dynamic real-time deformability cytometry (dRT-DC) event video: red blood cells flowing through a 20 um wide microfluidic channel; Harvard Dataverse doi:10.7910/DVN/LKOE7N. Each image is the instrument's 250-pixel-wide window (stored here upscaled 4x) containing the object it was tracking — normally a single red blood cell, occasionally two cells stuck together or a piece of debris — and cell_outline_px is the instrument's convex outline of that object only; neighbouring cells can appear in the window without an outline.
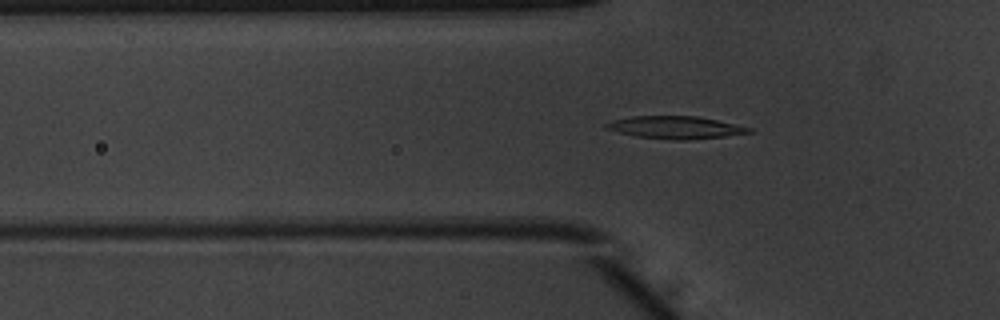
{"species": "common noctule bat (a hibernating species)", "species_latin": "Nyctalus noctula", "temperature_condition": "warm", "stored_images_in_passage": 44, "camera_frame_rate_fps": 3000, "um_per_image_px": 0.085, "animal": {"sex": "male", "body_mass_g": 20.1, "forearm_length_mm": 53.5}, "frame": {"image": 1, "passage_image": 10, "time_ms": 3.0, "image_size_px": [1000, 320], "cell_outline_px": [[752, 132], [724, 136], [688, 140], [672, 140], [636, 136], [604, 128], [604, 124], [612, 120], [632, 116], [700, 116], [752, 128]], "centroid_in_image_um": [57.4, 10.83], "position_along_channel_um": 68.4, "area_um2": 18.67}}
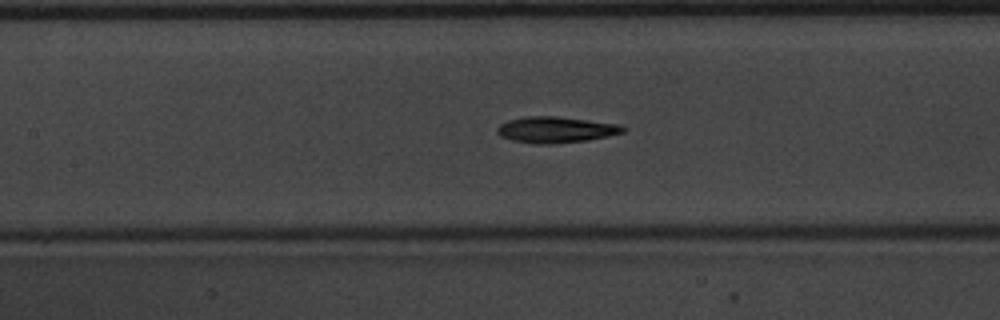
{"frame": {"image": 2, "passage_image": 17, "time_ms": 5.333, "image_size_px": [1000, 320], "cell_outline_px": [[628, 128], [624, 132], [608, 136], [588, 140], [556, 144], [536, 144], [512, 140], [500, 136], [496, 132], [496, 128], [500, 124], [508, 120], [524, 116], [556, 116], [620, 124]], "centroid_in_image_um": [47.25, 11.03], "position_along_channel_um": 160.2, "area_um2": 19.36}}
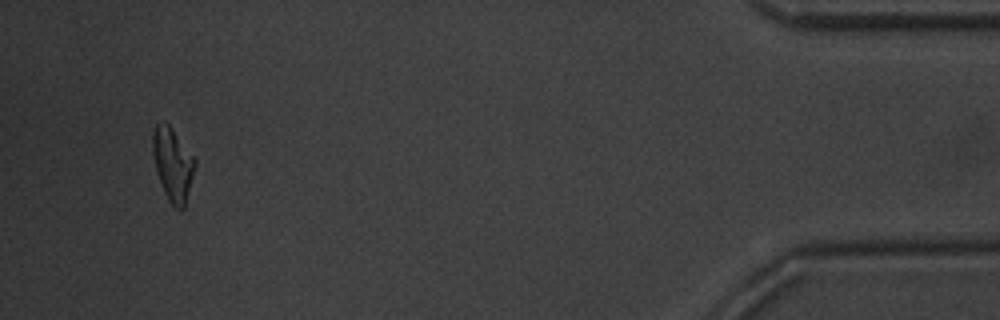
{"frame": {"image": 3, "passage_image": 42, "time_ms": 13.667, "image_size_px": [1000, 320], "cell_outline_px": [[196, 164], [184, 208], [180, 212], [168, 200], [164, 192], [156, 168], [152, 152], [152, 132], [156, 124], [160, 120], [164, 120], [172, 128], [196, 160]], "centroid_in_image_um": [14.67, 13.94], "position_along_channel_um": 420.5, "area_um2": 17.92}, "authors_computed_cell_mechanics": {"area_um2": 18.4671, "velocity_mm_per_s": 3.9452, "shape_relaxation_time_tau1_ms": 4.8434, "shape_relaxation_time_tau2_ms": 2.9533, "deformation_change_tau1": 0.1792, "deformation_change_tau2": 0.1074}}